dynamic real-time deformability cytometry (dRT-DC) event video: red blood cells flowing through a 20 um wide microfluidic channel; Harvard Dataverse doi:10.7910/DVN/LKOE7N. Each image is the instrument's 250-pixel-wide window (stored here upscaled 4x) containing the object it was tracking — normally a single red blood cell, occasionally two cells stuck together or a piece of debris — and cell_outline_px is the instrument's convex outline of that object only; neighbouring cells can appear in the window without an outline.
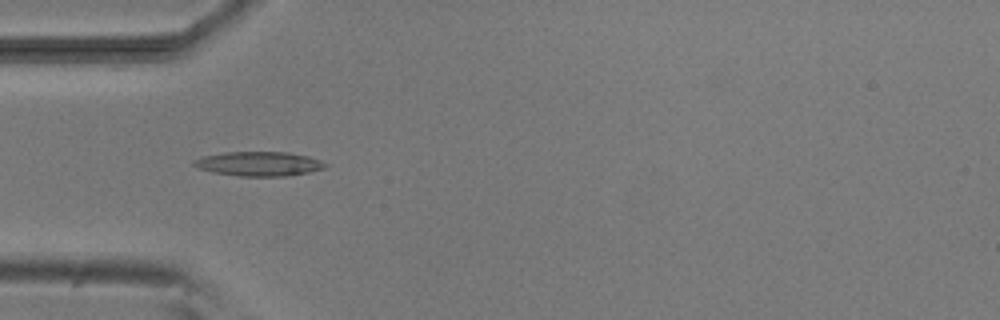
{"species": "common noctule bat (a hibernating species)", "species_latin": "Nyctalus noctula", "temperature_condition": "room temperature", "stored_images_in_passage": 5, "camera_frame_rate_fps": 3000, "um_per_image_px": 0.085, "animal": {"sex": "male", "body_mass_g": 20.5, "forearm_length_mm": 52.5}, "frame": {"image": 1, "passage_image": 3, "time_ms": 3.0, "image_size_px": [1000, 320], "cell_outline_px": [[328, 164], [324, 168], [308, 172], [288, 176], [240, 176], [212, 172], [196, 168], [192, 164], [192, 160], [204, 156], [224, 152], [288, 152], [308, 156], [320, 160]], "centroid_in_image_um": [21.98, 13.92], "position_along_channel_um": 63.0, "area_um2": 18.73}}
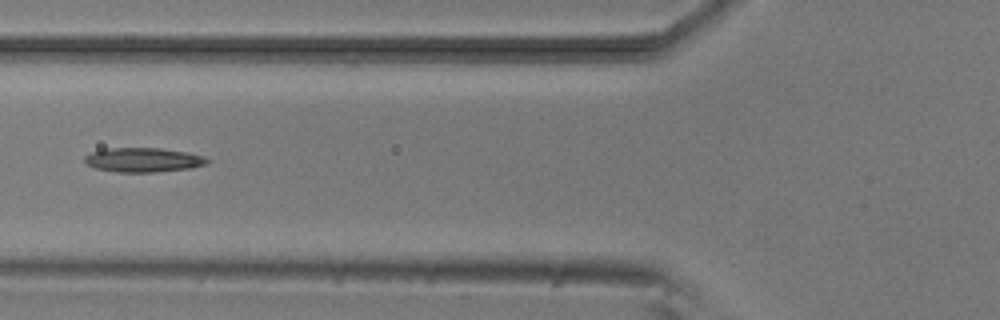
{"frame": {"image": 2, "passage_image": 4, "time_ms": 4.333, "image_size_px": [1000, 320], "cell_outline_px": [[212, 160], [208, 164], [192, 168], [156, 172], [116, 172], [96, 168], [88, 164], [84, 160], [84, 156], [92, 152], [112, 148], [160, 148], [188, 152], [204, 156]], "centroid_in_image_um": [12.26, 13.59], "position_along_channel_um": 113.5, "area_um2": 17.46}}
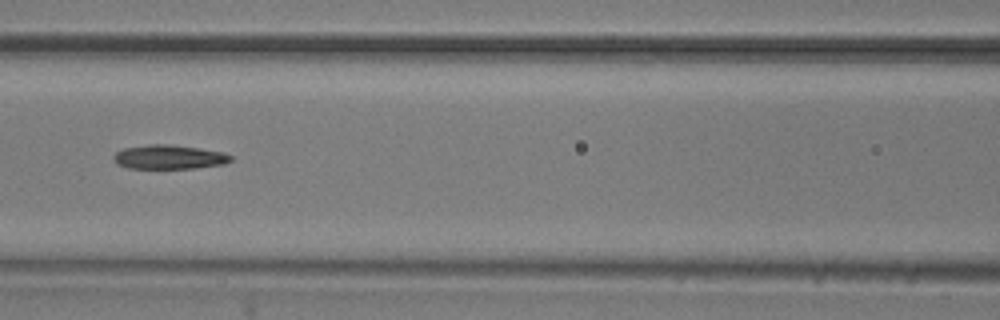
{"frame": {"image": 3, "passage_image": 5, "time_ms": 5.333, "image_size_px": [1000, 320], "cell_outline_px": [[232, 160], [224, 164], [196, 168], [128, 168], [116, 164], [112, 160], [112, 156], [116, 152], [124, 148], [148, 144], [168, 144], [200, 148], [224, 152], [232, 156]], "centroid_in_image_um": [14.35, 13.34], "position_along_channel_um": 152.2, "area_um2": 16.65}}